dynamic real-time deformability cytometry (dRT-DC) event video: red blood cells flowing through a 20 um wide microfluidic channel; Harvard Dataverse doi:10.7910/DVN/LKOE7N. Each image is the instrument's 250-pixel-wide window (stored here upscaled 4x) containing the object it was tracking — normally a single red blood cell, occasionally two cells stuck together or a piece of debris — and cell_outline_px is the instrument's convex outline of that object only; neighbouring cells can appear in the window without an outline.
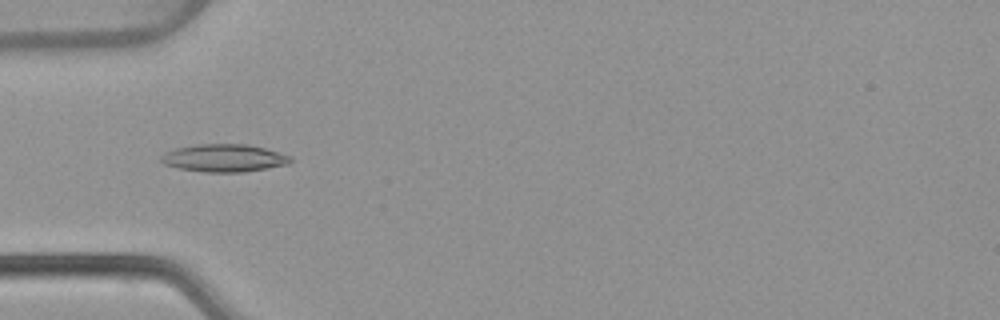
{"species": "common noctule bat (a hibernating species)", "species_latin": "Nyctalus noctula", "temperature_condition": "warm", "stored_images_in_passage": 53, "camera_frame_rate_fps": 3000, "um_per_image_px": 0.085, "animal": {"sex": "female", "body_mass_g": 22.7, "forearm_length_mm": 54.2}, "frame": {"image": 1, "passage_image": 17, "time_ms": 5.333, "image_size_px": [1000, 320], "cell_outline_px": [[292, 160], [288, 164], [268, 168], [244, 172], [204, 172], [180, 168], [164, 164], [160, 160], [160, 156], [164, 152], [176, 148], [196, 144], [248, 144], [264, 148], [292, 156]], "centroid_in_image_um": [19.04, 13.43], "position_along_channel_um": 66.0, "area_um2": 20.92}}
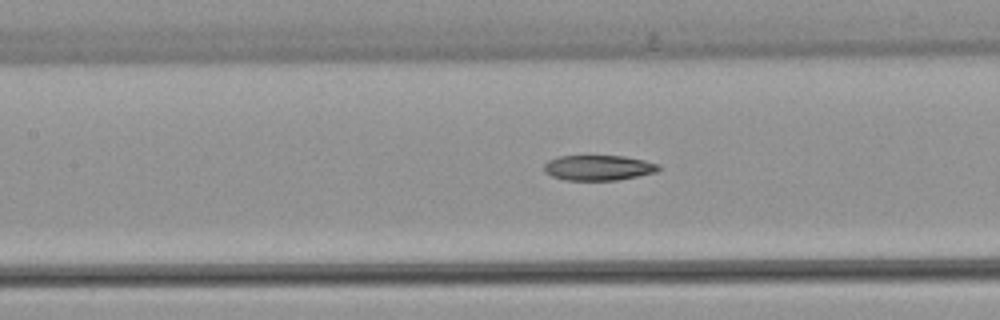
{"frame": {"image": 2, "passage_image": 24, "time_ms": 7.667, "image_size_px": [1000, 320], "cell_outline_px": [[660, 168], [656, 172], [616, 180], [564, 180], [552, 176], [544, 172], [544, 164], [548, 160], [556, 156], [624, 156], [644, 160], [660, 164]], "centroid_in_image_um": [50.84, 14.25], "position_along_channel_um": 156.6, "area_um2": 16.88}}
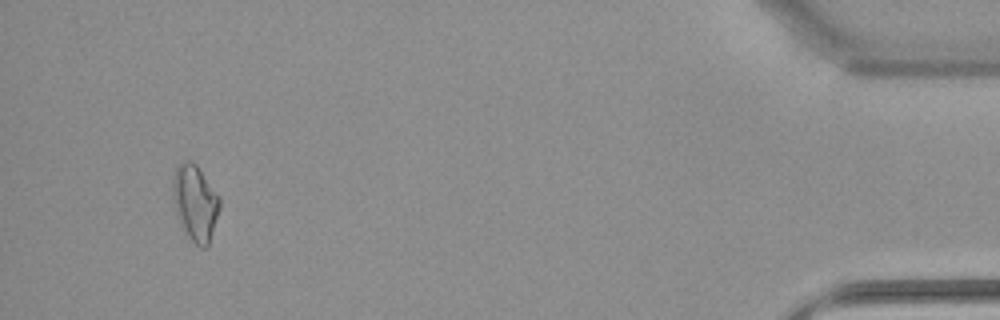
{"frame": {"image": 3, "passage_image": 50, "time_ms": 16.333, "image_size_px": [1000, 320], "cell_outline_px": [[220, 208], [208, 244], [204, 248], [200, 248], [184, 232], [176, 216], [172, 192], [172, 176], [180, 160], [192, 160], [196, 164], [220, 196]], "centroid_in_image_um": [16.56, 17.19], "position_along_channel_um": 418.6, "area_um2": 20.98}, "authors_computed_cell_mechanics": {"area_um2": 18.3226, "velocity_mm_per_s": 3.8822, "shape_relaxation_time_tau1_ms": null, "shape_relaxation_time_tau2_ms": 7.2106, "deformation_change_tau1": null, "deformation_change_tau2": 0.1658}}